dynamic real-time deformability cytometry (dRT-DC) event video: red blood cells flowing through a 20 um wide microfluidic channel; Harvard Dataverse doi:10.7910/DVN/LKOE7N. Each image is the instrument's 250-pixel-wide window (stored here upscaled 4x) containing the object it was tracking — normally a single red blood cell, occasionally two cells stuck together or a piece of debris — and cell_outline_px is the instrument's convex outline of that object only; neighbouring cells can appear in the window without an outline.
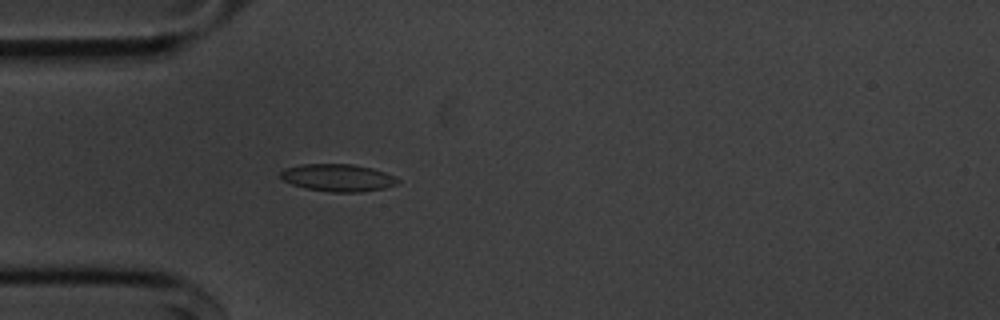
{"species": "common noctule bat (a hibernating species)", "species_latin": "Nyctalus noctula", "temperature_condition": "cold", "stored_images_in_passage": 47, "camera_frame_rate_fps": 3000, "um_per_image_px": 0.085, "animal": {"sex": "male", "body_mass_g": 20.1, "forearm_length_mm": 53.5}, "frame": {"image": 1, "passage_image": 8, "time_ms": 2.333, "image_size_px": [1000, 320], "cell_outline_px": [[400, 180], [396, 184], [384, 188], [360, 192], [332, 192], [308, 188], [292, 184], [284, 180], [280, 176], [280, 172], [284, 168], [300, 164], [352, 164], [372, 168], [396, 176]], "centroid_in_image_um": [28.73, 15.09], "position_along_channel_um": 56.3, "area_um2": 18.61}}
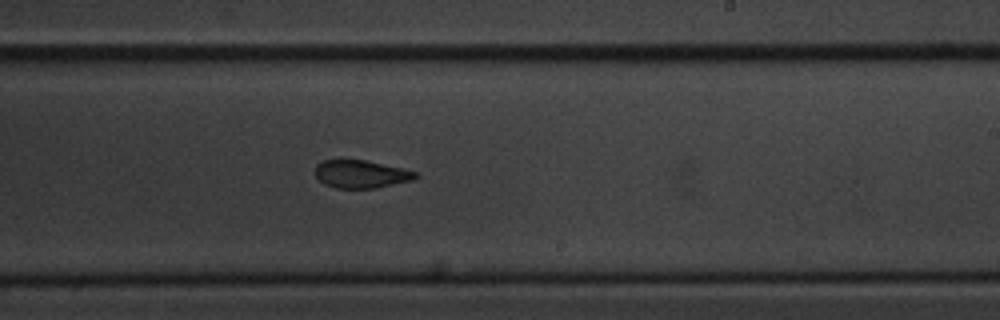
{"frame": {"image": 2, "passage_image": 25, "time_ms": 8.0, "image_size_px": [1000, 320], "cell_outline_px": [[420, 176], [412, 180], [376, 188], [336, 188], [324, 184], [316, 176], [316, 164], [324, 160], [340, 156], [364, 160], [404, 168], [416, 172]], "centroid_in_image_um": [30.65, 14.75], "position_along_channel_um": 258.3, "area_um2": 16.82}}
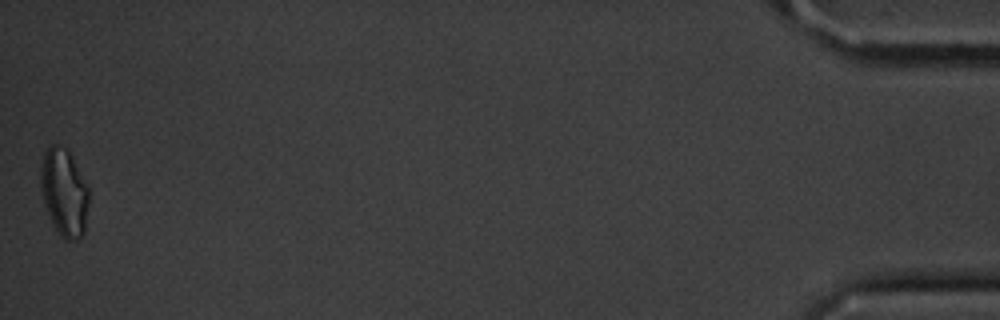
{"frame": {"image": 3, "passage_image": 47, "time_ms": 15.333, "image_size_px": [1000, 320], "cell_outline_px": [[88, 204], [84, 232], [76, 240], [64, 240], [60, 236], [44, 204], [40, 188], [40, 172], [44, 152], [52, 144], [56, 144], [68, 148], [88, 184]], "centroid_in_image_um": [5.46, 16.31], "position_along_channel_um": 429.7, "area_um2": 24.68}, "authors_computed_cell_mechanics": {"area_um2": 18.2648, "velocity_mm_per_s": 3.6322, "shape_relaxation_time_tau1_ms": 4.4452, "shape_relaxation_time_tau2_ms": 3.2346, "deformation_change_tau1": 0.1158, "deformation_change_tau2": 0.0869}}